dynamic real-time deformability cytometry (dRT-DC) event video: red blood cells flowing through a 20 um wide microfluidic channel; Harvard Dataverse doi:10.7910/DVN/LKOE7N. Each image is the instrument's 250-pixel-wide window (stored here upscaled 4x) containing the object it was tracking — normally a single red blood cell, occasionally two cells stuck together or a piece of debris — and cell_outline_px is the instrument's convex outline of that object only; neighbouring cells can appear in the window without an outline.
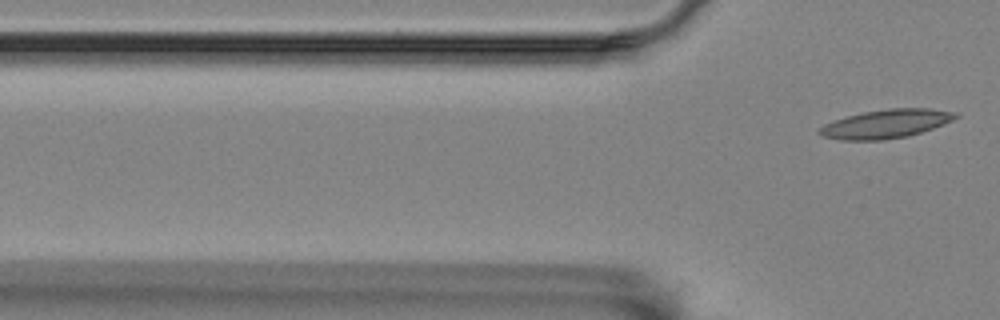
{"species": "Egyptian fruit bat (a non-hibernating species)", "species_latin": "Rousettus aegyptiacus", "temperature_condition": "room temperature", "stored_images_in_passage": 7, "camera_frame_rate_fps": 3000, "um_per_image_px": 0.085, "animal": {"sex": "female"}, "frame": {"image": 1, "passage_image": 7, "time_ms": 2.0, "image_size_px": [1000, 320], "cell_outline_px": [[960, 116], [952, 120], [932, 128], [908, 136], [880, 140], [840, 140], [820, 136], [816, 132], [824, 124], [832, 120], [864, 112], [888, 108], [928, 108], [956, 112]], "centroid_in_image_um": [75.26, 10.52], "position_along_channel_um": 50.5, "area_um2": 22.72}}